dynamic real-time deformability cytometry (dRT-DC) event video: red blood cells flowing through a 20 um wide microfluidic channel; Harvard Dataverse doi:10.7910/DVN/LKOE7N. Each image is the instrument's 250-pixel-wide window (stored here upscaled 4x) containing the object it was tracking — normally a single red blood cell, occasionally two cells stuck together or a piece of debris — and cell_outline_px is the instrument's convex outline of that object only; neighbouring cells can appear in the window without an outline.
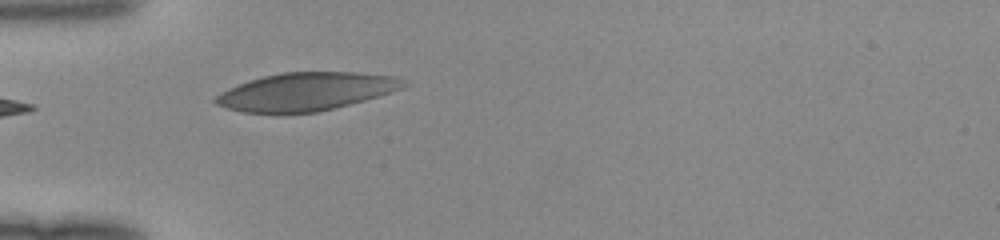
{"species": "human", "species_latin": "Homo sapiens", "temperature_condition": "room temperature", "stored_images_in_passage": 33, "camera_frame_rate_fps": 3000, "um_per_image_px": 0.085, "donor": {"sex": "female"}, "frame": {"image": 1, "passage_image": 1, "time_ms": 0.0, "image_size_px": [1000, 240], "cell_outline_px": [[408, 84], [404, 88], [380, 96], [316, 112], [280, 116], [244, 112], [228, 108], [216, 104], [212, 100], [216, 96], [228, 88], [248, 80], [280, 72], [356, 72], [392, 76], [404, 80]], "centroid_in_image_um": [25.97, 7.81], "position_along_channel_um": 59.0, "area_um2": 42.25}}
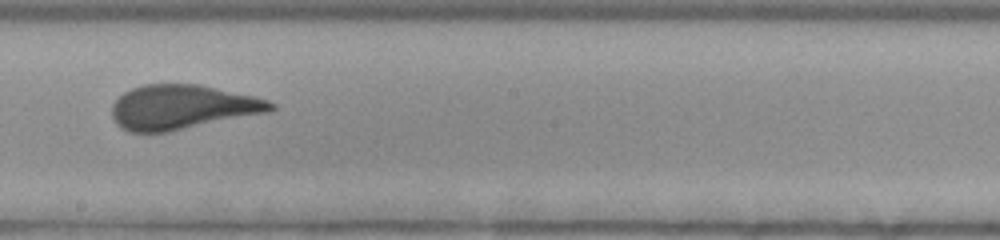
{"frame": {"image": 2, "passage_image": 14, "time_ms": 4.333, "image_size_px": [1000, 240], "cell_outline_px": [[276, 108], [272, 112], [168, 132], [128, 132], [120, 128], [116, 124], [112, 116], [112, 104], [124, 92], [132, 88], [144, 84], [196, 84], [256, 96], [268, 100], [276, 104]], "centroid_in_image_um": [15.52, 9.12], "position_along_channel_um": 232.7, "area_um2": 41.5}}
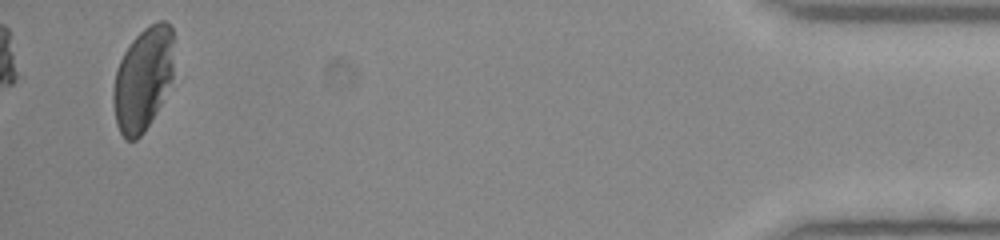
{"frame": {"image": 3, "passage_image": 33, "time_ms": 10.667, "image_size_px": [1000, 240], "cell_outline_px": [[172, 76], [160, 104], [156, 112], [144, 132], [136, 140], [124, 140], [116, 124], [112, 104], [112, 88], [116, 68], [124, 52], [132, 40], [144, 28], [156, 20], [164, 20], [172, 28]], "centroid_in_image_um": [12.1, 6.73], "position_along_channel_um": 423.1, "area_um2": 36.47}}